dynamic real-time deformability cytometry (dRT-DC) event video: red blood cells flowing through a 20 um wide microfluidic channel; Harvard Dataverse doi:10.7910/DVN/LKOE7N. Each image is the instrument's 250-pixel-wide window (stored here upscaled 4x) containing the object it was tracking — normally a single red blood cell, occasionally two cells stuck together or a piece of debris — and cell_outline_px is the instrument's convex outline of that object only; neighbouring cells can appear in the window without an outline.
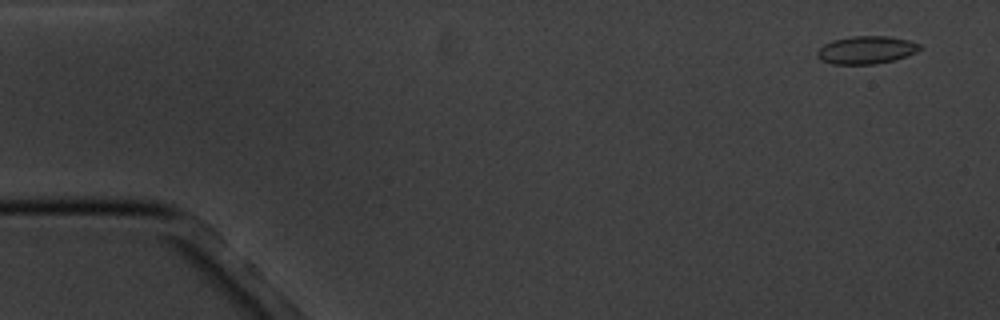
{"species": "common noctule bat (a hibernating species)", "species_latin": "Nyctalus noctula", "temperature_condition": "cold", "stored_images_in_passage": 6, "camera_frame_rate_fps": 3000, "um_per_image_px": 0.085, "animal": {"sex": "male", "body_mass_g": 20.1, "forearm_length_mm": 53.5}, "frame": {"image": 1, "passage_image": 1, "time_ms": 0.0, "image_size_px": [1000, 320], "cell_outline_px": [[924, 48], [908, 56], [876, 64], [832, 64], [820, 60], [816, 56], [816, 52], [824, 44], [832, 40], [852, 36], [888, 36], [908, 40], [920, 44]], "centroid_in_image_um": [73.64, 4.25], "position_along_channel_um": 11.4, "area_um2": 16.76}}
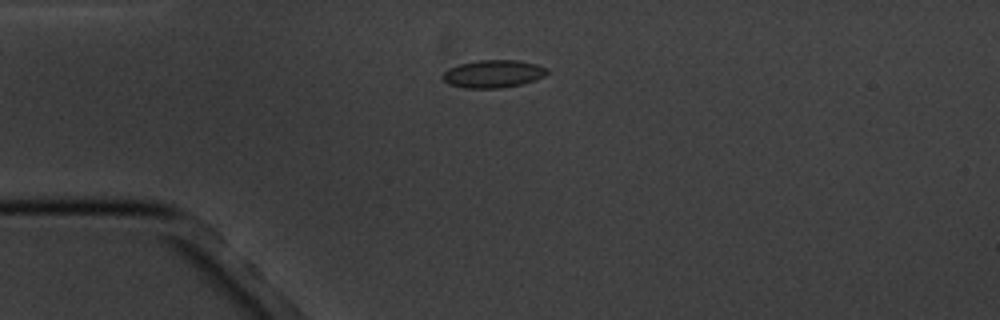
{"frame": {"image": 2, "passage_image": 4, "time_ms": 3.667, "image_size_px": [1000, 320], "cell_outline_px": [[548, 72], [544, 76], [520, 84], [500, 88], [464, 88], [448, 84], [440, 76], [448, 68], [460, 64], [476, 60], [516, 60], [536, 64], [548, 68]], "centroid_in_image_um": [41.88, 6.27], "position_along_channel_um": 43.1, "area_um2": 16.82}}
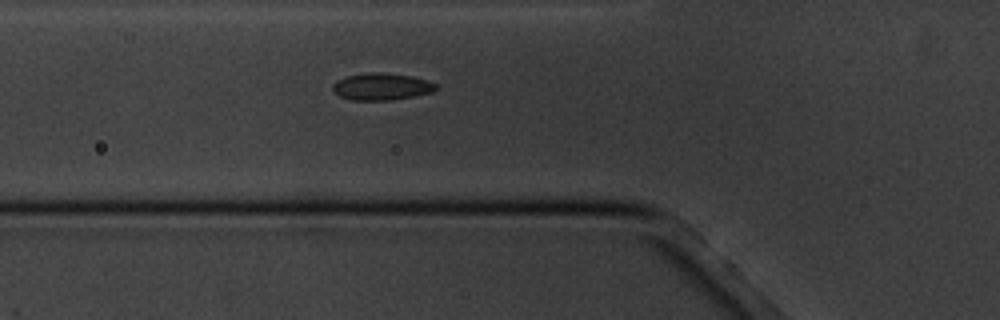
{"frame": {"image": 3, "passage_image": 6, "time_ms": 5.667, "image_size_px": [1000, 320], "cell_outline_px": [[436, 88], [432, 92], [392, 100], [352, 100], [340, 96], [332, 88], [332, 84], [336, 80], [348, 76], [368, 72], [380, 72], [412, 76], [428, 80], [436, 84]], "centroid_in_image_um": [32.42, 7.35], "position_along_channel_um": 93.4, "area_um2": 16.13}}